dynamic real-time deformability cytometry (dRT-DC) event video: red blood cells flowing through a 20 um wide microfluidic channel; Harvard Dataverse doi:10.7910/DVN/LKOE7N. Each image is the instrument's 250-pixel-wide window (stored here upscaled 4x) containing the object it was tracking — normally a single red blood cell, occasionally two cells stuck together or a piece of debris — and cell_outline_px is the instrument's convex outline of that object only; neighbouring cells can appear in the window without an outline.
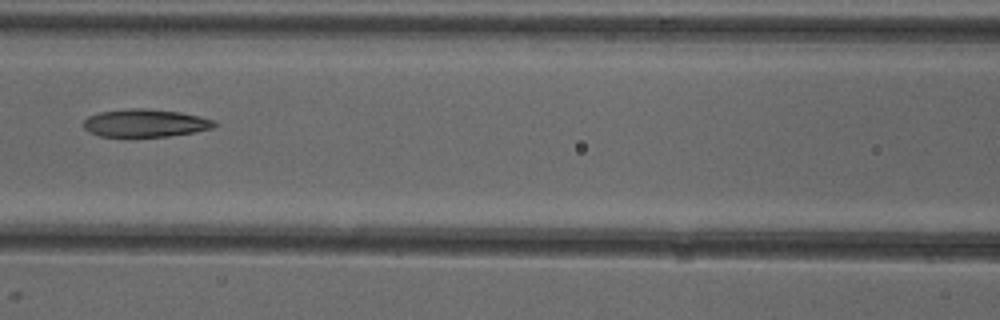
{"species": "common noctule bat (a hibernating species)", "species_latin": "Nyctalus noctula", "temperature_condition": "cold", "stored_images_in_passage": 7, "camera_frame_rate_fps": 3000, "um_per_image_px": 0.085, "animal": {"sex": "female"}, "frame": {"image": 1, "passage_image": 7, "time_ms": 7.0, "image_size_px": [1000, 320], "cell_outline_px": [[220, 124], [212, 128], [192, 132], [168, 136], [100, 136], [88, 132], [84, 128], [84, 120], [88, 116], [100, 112], [124, 108], [144, 108], [180, 112], [200, 116], [216, 120]], "centroid_in_image_um": [12.36, 10.44], "position_along_channel_um": 154.2, "area_um2": 21.27}}